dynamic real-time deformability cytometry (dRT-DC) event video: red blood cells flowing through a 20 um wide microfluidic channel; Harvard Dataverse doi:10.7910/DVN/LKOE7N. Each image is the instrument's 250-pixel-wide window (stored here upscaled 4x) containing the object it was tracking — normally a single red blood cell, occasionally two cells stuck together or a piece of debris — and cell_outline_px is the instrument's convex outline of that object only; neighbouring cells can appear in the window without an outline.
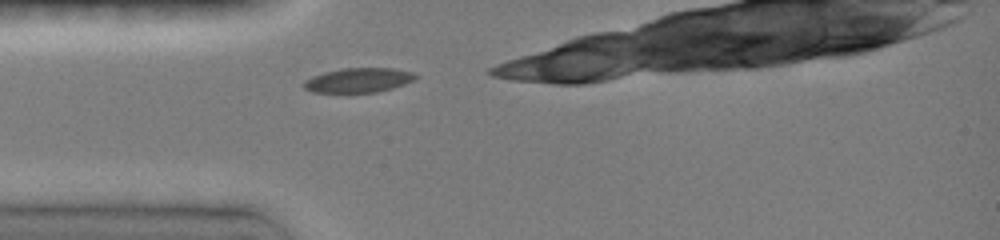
{"species": "common noctule bat (a hibernating species)", "species_latin": "Nyctalus noctula", "temperature_condition": "room temperature", "stored_images_in_passage": 21, "camera_frame_rate_fps": 3000, "um_per_image_px": 0.085, "animal": {"sex": "female", "body_mass_g": 19.0, "forearm_length_mm": 51.5}, "frame": {"image": 1, "passage_image": 1, "time_ms": 0.0, "image_size_px": [1000, 240], "cell_outline_px": [[420, 76], [416, 80], [392, 88], [376, 92], [312, 92], [304, 88], [304, 80], [312, 76], [324, 72], [340, 68], [392, 68], [412, 72]], "centroid_in_image_um": [30.49, 6.8], "position_along_channel_um": 54.5, "area_um2": 16.01}}
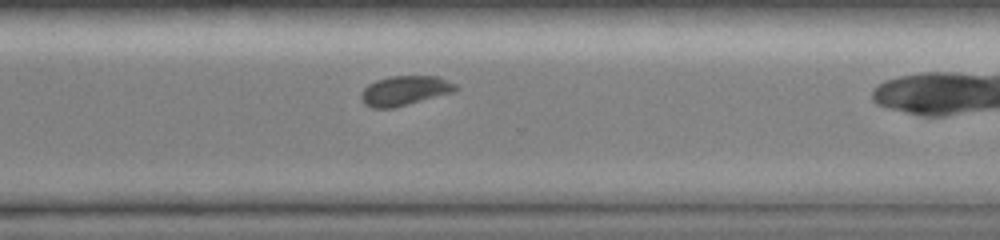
{"frame": {"image": 2, "passage_image": 18, "time_ms": 7.0, "image_size_px": [1000, 240], "cell_outline_px": [[460, 88], [452, 92], [408, 104], [392, 108], [372, 108], [364, 104], [360, 96], [360, 92], [368, 84], [376, 80], [388, 76], [436, 76], [456, 84]], "centroid_in_image_um": [34.36, 7.7], "position_along_channel_um": 336.2, "area_um2": 16.24}}